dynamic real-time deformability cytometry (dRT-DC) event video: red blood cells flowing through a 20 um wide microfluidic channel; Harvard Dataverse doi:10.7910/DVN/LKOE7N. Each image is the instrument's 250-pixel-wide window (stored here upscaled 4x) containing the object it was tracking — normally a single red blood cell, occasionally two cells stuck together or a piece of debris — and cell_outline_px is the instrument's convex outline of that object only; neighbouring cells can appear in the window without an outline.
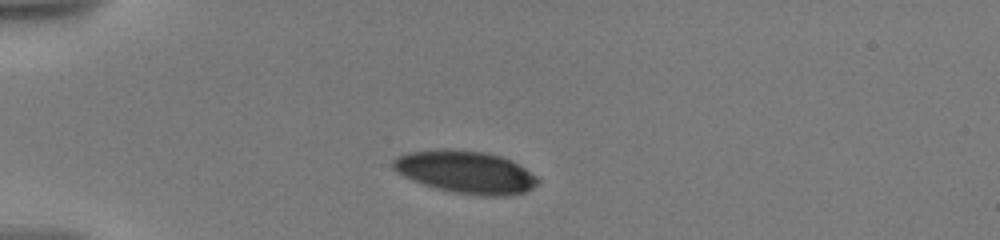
{"species": "human", "species_latin": "Homo sapiens", "temperature_condition": "warm", "stored_images_in_passage": 24, "camera_frame_rate_fps": 3000, "um_per_image_px": 0.085, "donor": {"sex": "male"}, "frame": {"image": 1, "passage_image": 1, "time_ms": 0.0, "image_size_px": [1000, 240], "cell_outline_px": [[540, 180], [532, 188], [524, 192], [512, 196], [484, 196], [456, 192], [424, 184], [412, 180], [404, 176], [392, 168], [392, 160], [396, 156], [408, 152], [440, 148], [448, 148], [484, 152], [500, 156], [512, 160], [536, 176]], "centroid_in_image_um": [39.57, 14.61], "position_along_channel_um": 45.4, "area_um2": 35.84}}
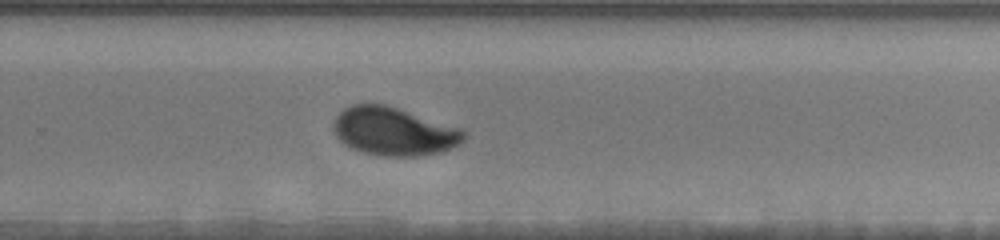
{"frame": {"image": 2, "passage_image": 11, "time_ms": 8.0, "image_size_px": [1000, 240], "cell_outline_px": [[468, 132], [464, 140], [460, 144], [452, 148], [440, 152], [416, 156], [384, 156], [364, 152], [352, 148], [340, 140], [336, 136], [332, 128], [336, 116], [344, 108], [352, 104], [384, 104], [464, 128]], "centroid_in_image_um": [33.53, 11.16], "position_along_channel_um": 296.3, "area_um2": 36.82}}
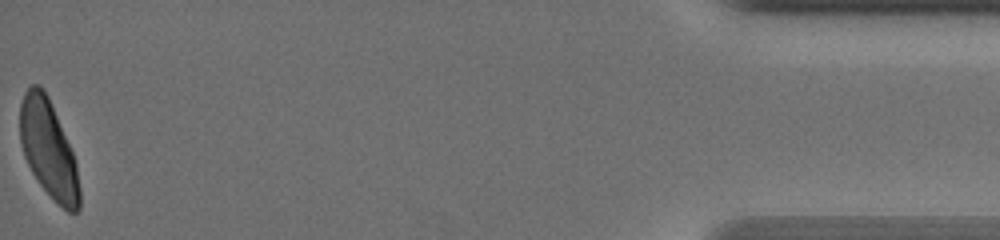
{"frame": {"image": 3, "passage_image": 24, "time_ms": 14.0, "image_size_px": [1000, 240], "cell_outline_px": [[80, 208], [76, 212], [68, 212], [40, 184], [32, 172], [24, 156], [20, 144], [20, 104], [24, 92], [32, 84], [40, 84], [44, 88], [48, 96], [72, 152], [76, 164], [80, 188]], "centroid_in_image_um": [4.11, 12.64], "position_along_channel_um": 431.1, "area_um2": 33.41}, "authors_computed_cell_mechanics": {"area_um2": 35.7204, "velocity_mm_per_s": 3.5738, "shape_relaxation_time_tau1_ms": 3.6268, "shape_relaxation_time_tau2_ms": 1.3391, "deformation_change_tau1": 0.148, "deformation_change_tau2": 0.0443}}